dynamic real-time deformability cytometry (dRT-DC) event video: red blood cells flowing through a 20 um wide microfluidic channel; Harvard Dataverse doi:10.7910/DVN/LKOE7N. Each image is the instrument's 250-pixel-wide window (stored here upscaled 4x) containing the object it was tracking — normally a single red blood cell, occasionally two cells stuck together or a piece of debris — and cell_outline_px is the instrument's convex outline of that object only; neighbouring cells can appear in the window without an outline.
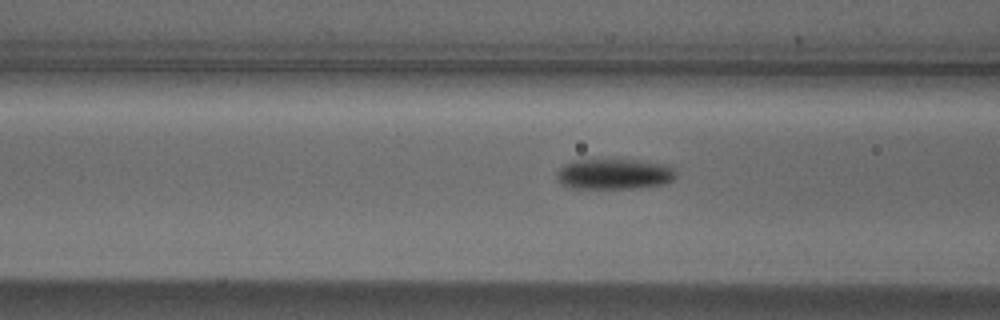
{"species": "Egyptian fruit bat (a non-hibernating species)", "species_latin": "Rousettus aegyptiacus", "temperature_condition": "cold", "stored_images_in_passage": 15, "camera_frame_rate_fps": 3000, "um_per_image_px": 0.085, "animal": {"sex": "male"}, "frame": {"image": 1, "passage_image": 13, "time_ms": 4.0, "image_size_px": [1000, 320], "cell_outline_px": [[676, 176], [672, 180], [660, 184], [632, 188], [572, 188], [564, 184], [560, 180], [556, 172], [564, 164], [572, 160], [640, 160], [664, 164], [672, 168], [676, 172]], "centroid_in_image_um": [52.2, 14.78], "position_along_channel_um": 114.4, "area_um2": 20.87}}